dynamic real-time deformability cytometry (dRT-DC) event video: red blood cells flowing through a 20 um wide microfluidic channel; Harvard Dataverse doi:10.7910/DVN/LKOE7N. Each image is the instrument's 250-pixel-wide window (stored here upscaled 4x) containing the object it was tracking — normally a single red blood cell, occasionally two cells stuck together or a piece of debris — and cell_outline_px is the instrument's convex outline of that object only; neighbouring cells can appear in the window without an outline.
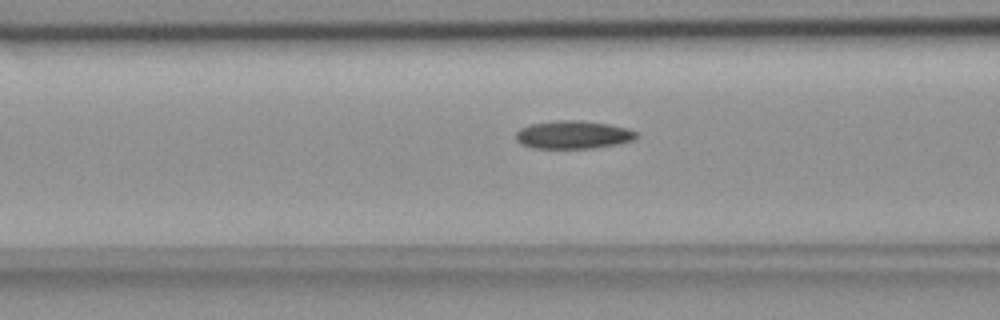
{"species": "common noctule bat (a hibernating species)", "species_latin": "Nyctalus noctula", "temperature_condition": "room temperature", "stored_images_in_passage": 55, "camera_frame_rate_fps": 3000, "um_per_image_px": 0.085, "animal": {"sex": "female", "body_mass_g": 18.4}, "frame": {"image": 1, "passage_image": 22, "time_ms": 7.0, "image_size_px": [1000, 320], "cell_outline_px": [[636, 136], [632, 140], [620, 144], [596, 148], [532, 148], [520, 144], [516, 140], [516, 132], [520, 128], [532, 124], [556, 120], [580, 120], [608, 124], [628, 128], [636, 132]], "centroid_in_image_um": [48.7, 11.46], "position_along_channel_um": 117.9, "area_um2": 19.77}}
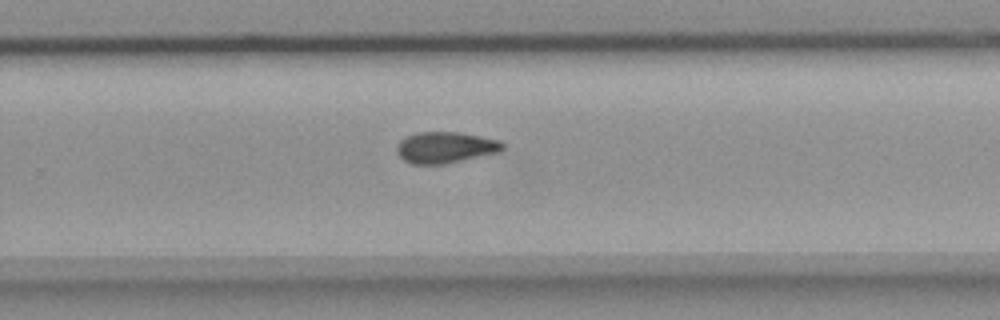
{"frame": {"image": 2, "passage_image": 36, "time_ms": 11.667, "image_size_px": [1000, 320], "cell_outline_px": [[504, 148], [500, 152], [444, 164], [412, 164], [404, 160], [396, 152], [396, 148], [400, 140], [416, 132], [460, 132], [500, 140], [504, 144]], "centroid_in_image_um": [37.87, 12.53], "position_along_channel_um": 291.9, "area_um2": 19.31}}
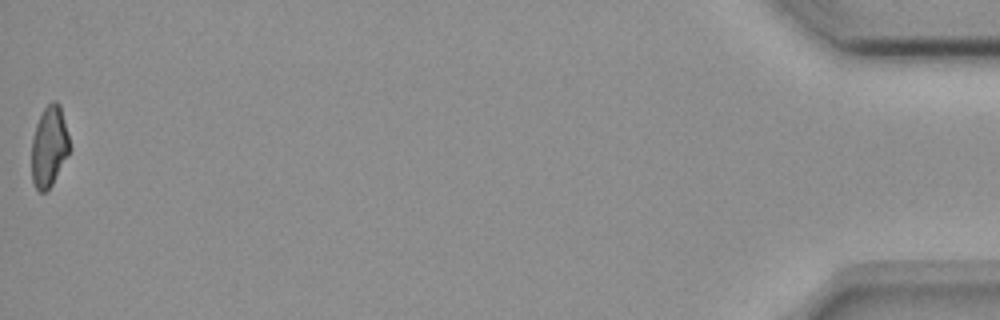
{"frame": {"image": 3, "passage_image": 55, "time_ms": 18.0, "image_size_px": [1000, 320], "cell_outline_px": [[68, 152], [52, 184], [44, 192], [40, 192], [36, 188], [32, 180], [32, 140], [36, 124], [44, 108], [52, 100], [56, 100], [60, 104], [68, 136]], "centroid_in_image_um": [4.15, 12.42], "position_along_channel_um": 431.0, "area_um2": 17.34}, "authors_computed_cell_mechanics": {"area_um2": 19.2474, "velocity_mm_per_s": 3.7379, "shape_relaxation_time_tau1_ms": null, "shape_relaxation_time_tau2_ms": 9.7926, "deformation_change_tau1": null, "deformation_change_tau2": 0.1723}}